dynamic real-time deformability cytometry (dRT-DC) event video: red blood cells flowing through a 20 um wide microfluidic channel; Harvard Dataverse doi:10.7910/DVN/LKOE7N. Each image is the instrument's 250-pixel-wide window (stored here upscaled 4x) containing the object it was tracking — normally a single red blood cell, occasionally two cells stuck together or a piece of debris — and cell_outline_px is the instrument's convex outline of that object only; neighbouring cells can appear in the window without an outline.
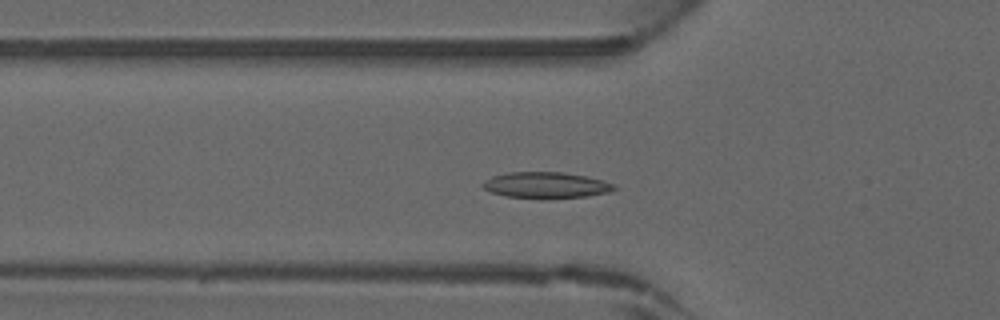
{"species": "common noctule bat (a hibernating species)", "species_latin": "Nyctalus noctula", "temperature_condition": "warm", "stored_images_in_passage": 41, "camera_frame_rate_fps": 3000, "um_per_image_px": 0.085, "animal": {"sex": "male", "forearm_length_mm": 52.5}, "frame": {"image": 1, "passage_image": 11, "time_ms": 3.333, "image_size_px": [1000, 320], "cell_outline_px": [[616, 188], [612, 192], [588, 196], [548, 200], [544, 200], [508, 196], [492, 192], [484, 188], [480, 184], [484, 180], [492, 176], [508, 172], [564, 172], [584, 176], [616, 184]], "centroid_in_image_um": [46.42, 15.76], "position_along_channel_um": 79.4, "area_um2": 20.4}}
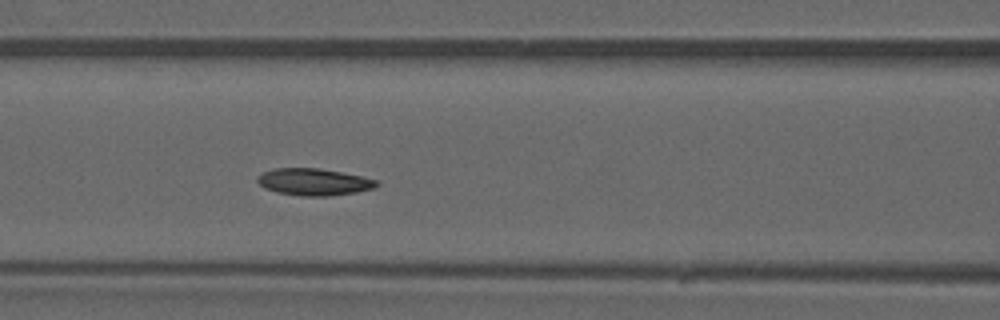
{"frame": {"image": 2, "passage_image": 15, "time_ms": 4.667, "image_size_px": [1000, 320], "cell_outline_px": [[380, 184], [376, 188], [356, 192], [328, 196], [300, 196], [276, 192], [264, 188], [256, 180], [256, 176], [272, 168], [320, 168], [360, 176], [376, 180]], "centroid_in_image_um": [26.65, 15.46], "position_along_channel_um": 139.9, "area_um2": 18.79}}
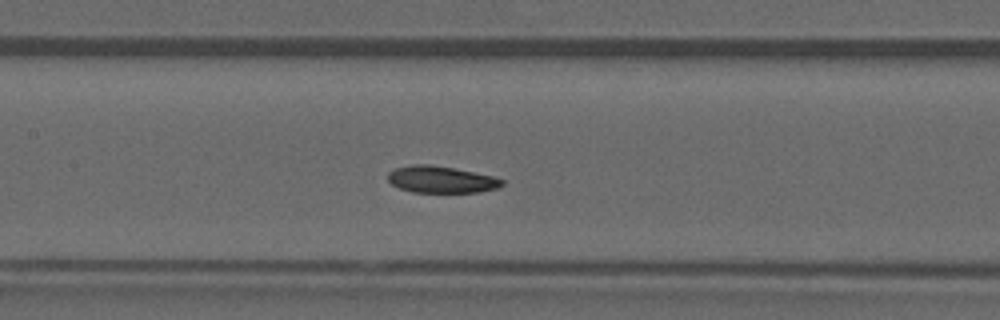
{"frame": {"image": 3, "passage_image": 17, "time_ms": 5.333, "image_size_px": [1000, 320], "cell_outline_px": [[504, 184], [496, 188], [480, 192], [412, 192], [400, 188], [392, 184], [388, 180], [388, 172], [396, 168], [412, 164], [428, 164], [452, 168], [492, 176], [504, 180]], "centroid_in_image_um": [37.48, 15.26], "position_along_channel_um": 169.9, "area_um2": 17.63}}